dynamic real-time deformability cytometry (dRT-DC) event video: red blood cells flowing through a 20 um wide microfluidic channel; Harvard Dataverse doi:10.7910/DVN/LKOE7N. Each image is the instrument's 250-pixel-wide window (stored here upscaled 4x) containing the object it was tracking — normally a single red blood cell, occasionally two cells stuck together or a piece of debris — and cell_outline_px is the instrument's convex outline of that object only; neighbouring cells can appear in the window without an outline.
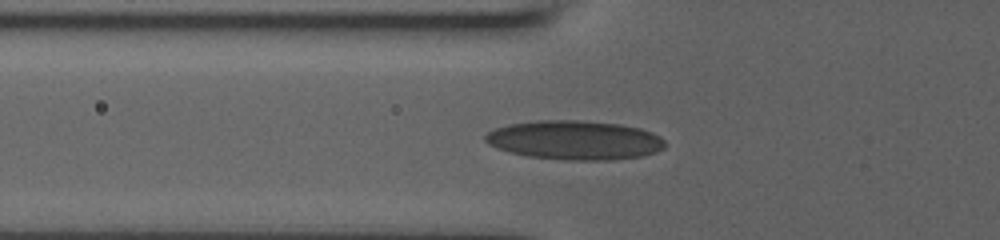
{"species": "human", "species_latin": "Homo sapiens", "temperature_condition": "room temperature", "stored_images_in_passage": 35, "camera_frame_rate_fps": 3000, "um_per_image_px": 0.085, "donor": {"sex": "male"}, "frame": {"image": 1, "passage_image": 7, "time_ms": 2.667, "image_size_px": [1000, 240], "cell_outline_px": [[664, 148], [656, 152], [640, 156], [612, 160], [564, 160], [528, 156], [512, 152], [488, 144], [484, 140], [484, 136], [488, 132], [496, 128], [508, 124], [536, 120], [584, 120], [620, 124], [640, 128], [652, 132], [660, 136], [664, 140]], "centroid_in_image_um": [48.86, 11.9], "position_along_channel_um": 76.9, "area_um2": 41.04}}
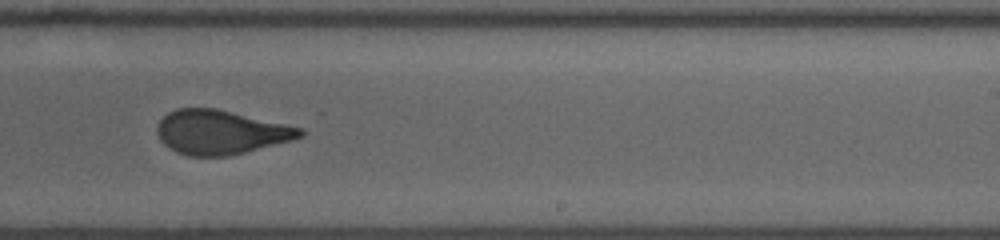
{"frame": {"image": 2, "passage_image": 19, "time_ms": 7.667, "image_size_px": [1000, 240], "cell_outline_px": [[304, 136], [292, 140], [228, 156], [188, 156], [176, 152], [168, 148], [160, 140], [156, 132], [156, 128], [160, 120], [168, 112], [176, 108], [216, 108], [304, 128]], "centroid_in_image_um": [18.74, 11.23], "position_along_channel_um": 270.3, "area_um2": 36.88}}
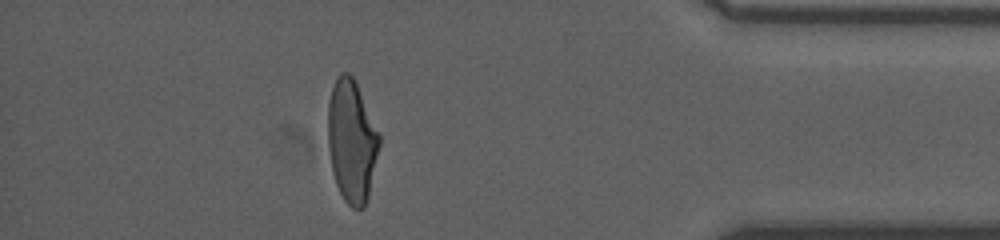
{"frame": {"image": 3, "passage_image": 30, "time_ms": 12.0, "image_size_px": [1000, 240], "cell_outline_px": [[380, 144], [368, 196], [364, 208], [352, 208], [344, 200], [336, 184], [332, 172], [328, 144], [328, 104], [332, 88], [336, 76], [340, 72], [348, 72], [356, 80], [380, 136]], "centroid_in_image_um": [29.89, 11.96], "position_along_channel_um": 405.3, "area_um2": 36.65}, "authors_computed_cell_mechanics": {"area_um2": 37.281, "velocity_mm_per_s": 3.8772, "shape_relaxation_time_tau1_ms": 6.5841, "shape_relaxation_time_tau2_ms": 0.9295, "deformation_change_tau1": 0.2154, "deformation_change_tau2": 0.0753}}